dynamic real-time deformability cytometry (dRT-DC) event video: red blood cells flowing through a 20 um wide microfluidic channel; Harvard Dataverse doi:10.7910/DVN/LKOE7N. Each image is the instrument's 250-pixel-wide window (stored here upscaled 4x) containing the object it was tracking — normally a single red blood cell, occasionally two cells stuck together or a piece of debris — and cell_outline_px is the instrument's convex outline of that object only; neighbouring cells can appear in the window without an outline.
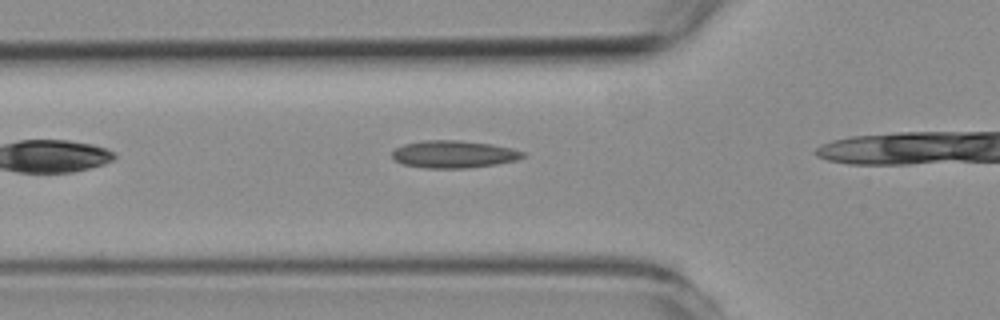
{"species": "common noctule bat (a hibernating species)", "species_latin": "Nyctalus noctula", "temperature_condition": "room temperature", "stored_images_in_passage": 15, "camera_frame_rate_fps": 3000, "um_per_image_px": 0.085, "animal": {"sex": "female", "body_mass_g": 19.3, "forearm_length_mm": 54.1}, "frame": {"image": 1, "passage_image": 3, "time_ms": 0.667, "image_size_px": [1000, 320], "cell_outline_px": [[524, 156], [516, 160], [496, 164], [468, 168], [424, 168], [404, 164], [396, 160], [392, 156], [392, 152], [396, 148], [404, 144], [420, 140], [460, 140], [492, 144], [512, 148], [524, 152]], "centroid_in_image_um": [38.56, 13.1], "position_along_channel_um": 87.2, "area_um2": 20.87}}